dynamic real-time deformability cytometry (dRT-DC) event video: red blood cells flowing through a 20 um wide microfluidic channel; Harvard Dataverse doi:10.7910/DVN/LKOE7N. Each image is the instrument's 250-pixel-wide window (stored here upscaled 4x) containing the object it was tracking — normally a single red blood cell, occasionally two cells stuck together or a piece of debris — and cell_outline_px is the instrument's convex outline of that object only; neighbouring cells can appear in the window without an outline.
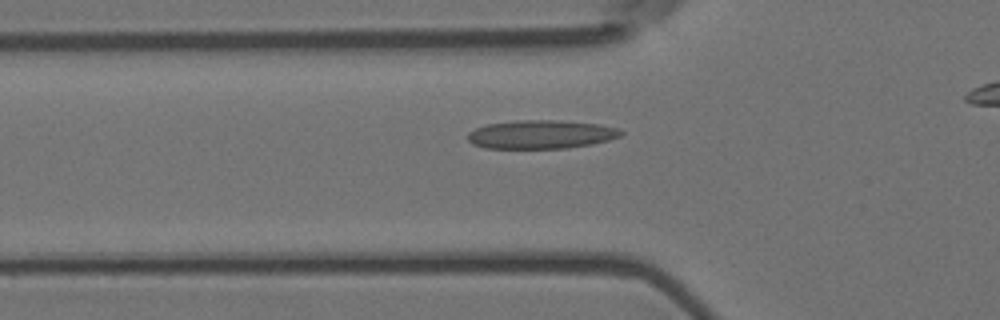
{"species": "Egyptian fruit bat (a non-hibernating species)", "species_latin": "Rousettus aegyptiacus", "temperature_condition": "room temperature", "stored_images_in_passage": 4, "camera_frame_rate_fps": 3000, "um_per_image_px": 0.085, "animal": {"sex": "female"}, "frame": {"image": 1, "passage_image": 4, "time_ms": 1.0, "image_size_px": [1000, 320], "cell_outline_px": [[624, 132], [620, 136], [608, 140], [592, 144], [564, 148], [484, 148], [472, 144], [468, 140], [468, 132], [476, 128], [488, 124], [516, 120], [556, 120], [600, 124], [616, 128]], "centroid_in_image_um": [45.97, 11.42], "position_along_channel_um": 79.8, "area_um2": 25.43}}